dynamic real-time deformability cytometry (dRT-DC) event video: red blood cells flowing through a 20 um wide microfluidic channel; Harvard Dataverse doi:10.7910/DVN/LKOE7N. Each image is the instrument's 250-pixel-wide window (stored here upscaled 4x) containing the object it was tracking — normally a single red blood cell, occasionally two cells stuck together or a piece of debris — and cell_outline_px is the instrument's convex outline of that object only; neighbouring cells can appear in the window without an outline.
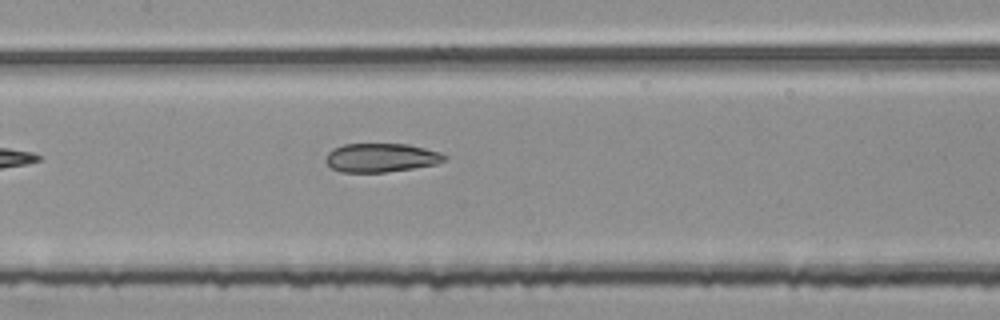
{"species": "common noctule bat (a hibernating species)", "species_latin": "Nyctalus noctula", "temperature_condition": "room temperature", "stored_images_in_passage": 6, "camera_frame_rate_fps": 3000, "um_per_image_px": 0.085, "animal": {"sex": "female", "body_mass_g": 25.1}, "frame": {"image": 1, "passage_image": 6, "time_ms": 1.667, "image_size_px": [1000, 320], "cell_outline_px": [[448, 160], [436, 164], [412, 168], [384, 172], [340, 172], [332, 168], [324, 160], [328, 152], [332, 148], [344, 144], [408, 144], [440, 152], [448, 156]], "centroid_in_image_um": [32.39, 13.4], "position_along_channel_um": 175.0, "area_um2": 20.0}}